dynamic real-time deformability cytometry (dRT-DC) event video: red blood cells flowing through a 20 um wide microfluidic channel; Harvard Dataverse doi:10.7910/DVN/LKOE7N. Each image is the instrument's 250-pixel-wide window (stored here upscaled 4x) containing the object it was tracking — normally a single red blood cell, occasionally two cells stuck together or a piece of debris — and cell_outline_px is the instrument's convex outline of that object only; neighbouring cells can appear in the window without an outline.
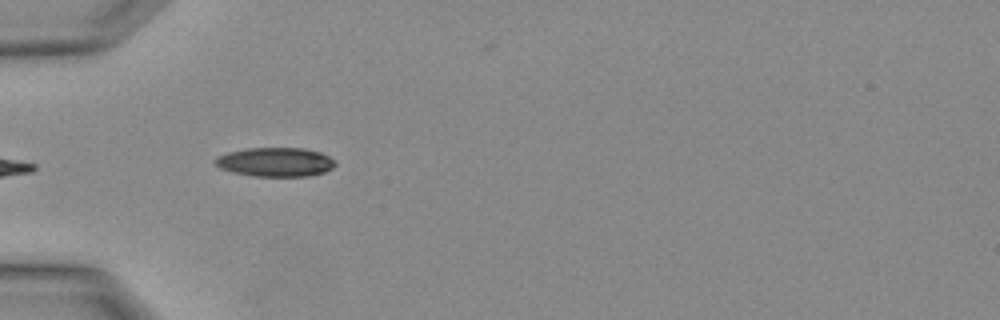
{"species": "Egyptian fruit bat (a non-hibernating species)", "species_latin": "Rousettus aegyptiacus", "temperature_condition": "warm", "stored_images_in_passage": 2, "camera_frame_rate_fps": 3000, "um_per_image_px": 0.085, "animal": {"sex": "female"}, "frame": {"image": 1, "passage_image": 2, "time_ms": 0.333, "image_size_px": [1000, 320], "cell_outline_px": [[336, 164], [332, 168], [324, 172], [308, 176], [256, 176], [232, 172], [220, 168], [212, 160], [216, 156], [228, 152], [248, 148], [304, 148], [320, 152], [336, 160]], "centroid_in_image_um": [23.4, 13.77], "position_along_channel_um": 61.6, "area_um2": 20.4}}